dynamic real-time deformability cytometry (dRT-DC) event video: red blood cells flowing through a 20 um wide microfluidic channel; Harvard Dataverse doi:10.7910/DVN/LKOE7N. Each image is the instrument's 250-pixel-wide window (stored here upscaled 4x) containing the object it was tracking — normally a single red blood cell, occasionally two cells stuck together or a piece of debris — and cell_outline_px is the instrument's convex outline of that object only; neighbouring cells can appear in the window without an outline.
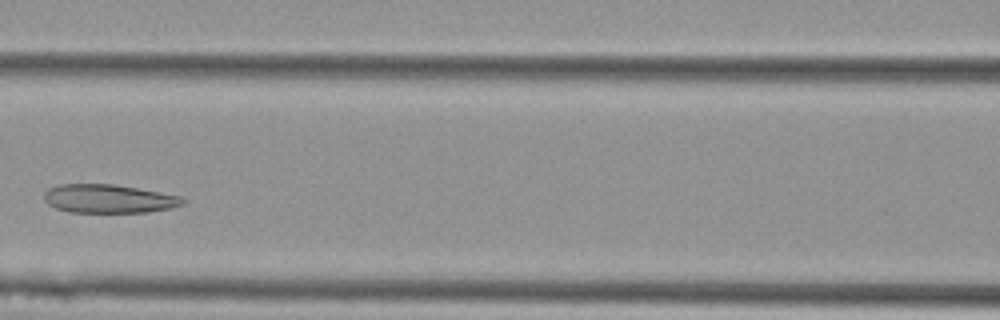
{"species": "Egyptian fruit bat (a non-hibernating species)", "species_latin": "Rousettus aegyptiacus", "temperature_condition": "cold", "stored_images_in_passage": 5, "camera_frame_rate_fps": 3000, "um_per_image_px": 0.085, "animal": {"sex": "female"}, "frame": {"image": 1, "passage_image": 5, "time_ms": 1.333, "image_size_px": [1000, 320], "cell_outline_px": [[184, 204], [172, 208], [148, 212], [68, 212], [56, 208], [48, 204], [44, 200], [44, 192], [48, 188], [60, 184], [112, 184], [160, 192], [180, 196], [184, 200]], "centroid_in_image_um": [9.22, 16.89], "position_along_channel_um": 157.4, "area_um2": 23.06}}